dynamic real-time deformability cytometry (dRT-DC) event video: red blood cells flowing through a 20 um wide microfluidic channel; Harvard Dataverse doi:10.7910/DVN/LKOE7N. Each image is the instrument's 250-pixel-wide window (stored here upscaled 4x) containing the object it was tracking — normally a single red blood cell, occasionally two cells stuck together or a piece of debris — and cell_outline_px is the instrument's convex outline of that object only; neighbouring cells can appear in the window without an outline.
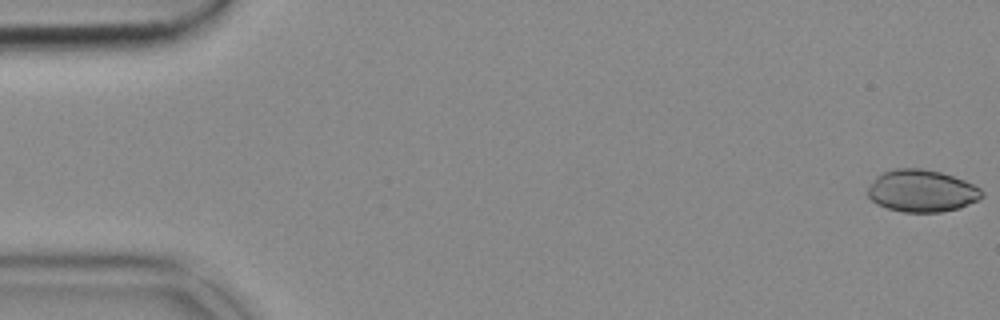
{"species": "common noctule bat (a hibernating species)", "species_latin": "Nyctalus noctula", "temperature_condition": "cold", "stored_images_in_passage": 53, "camera_frame_rate_fps": 3000, "um_per_image_px": 0.085, "animal": {"sex": "female", "body_mass_g": 18.4}, "frame": {"image": 1, "passage_image": 1, "time_ms": 0.0, "image_size_px": [1000, 320], "cell_outline_px": [[984, 196], [960, 208], [940, 212], [904, 212], [888, 208], [876, 204], [868, 196], [868, 188], [876, 176], [884, 172], [896, 168], [920, 168], [940, 172], [964, 180], [980, 188], [984, 192]], "centroid_in_image_um": [78.35, 16.23], "position_along_channel_um": 6.7, "area_um2": 27.92}}
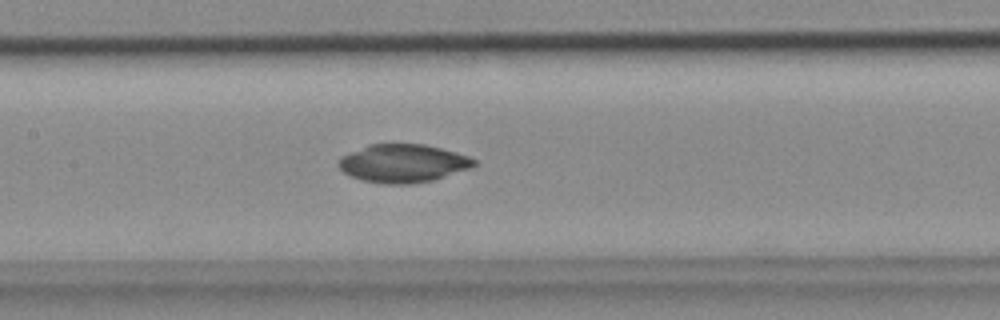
{"frame": {"image": 2, "passage_image": 25, "time_ms": 8.0, "image_size_px": [1000, 320], "cell_outline_px": [[476, 164], [468, 168], [432, 180], [412, 184], [384, 184], [364, 180], [352, 176], [344, 172], [336, 164], [340, 156], [368, 144], [424, 144], [456, 152], [468, 156], [476, 160]], "centroid_in_image_um": [34.21, 13.87], "position_along_channel_um": 173.2, "area_um2": 29.94}}
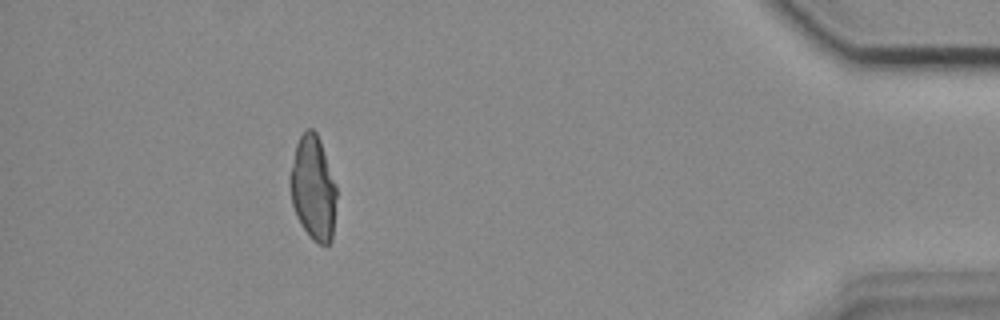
{"frame": {"image": 3, "passage_image": 48, "time_ms": 15.667, "image_size_px": [1000, 320], "cell_outline_px": [[336, 196], [332, 240], [328, 244], [320, 244], [312, 240], [300, 224], [296, 216], [292, 204], [288, 184], [288, 180], [296, 144], [300, 136], [308, 128], [312, 128], [316, 132], [320, 140], [336, 184]], "centroid_in_image_um": [26.6, 16.0], "position_along_channel_um": 408.6, "area_um2": 28.38}}